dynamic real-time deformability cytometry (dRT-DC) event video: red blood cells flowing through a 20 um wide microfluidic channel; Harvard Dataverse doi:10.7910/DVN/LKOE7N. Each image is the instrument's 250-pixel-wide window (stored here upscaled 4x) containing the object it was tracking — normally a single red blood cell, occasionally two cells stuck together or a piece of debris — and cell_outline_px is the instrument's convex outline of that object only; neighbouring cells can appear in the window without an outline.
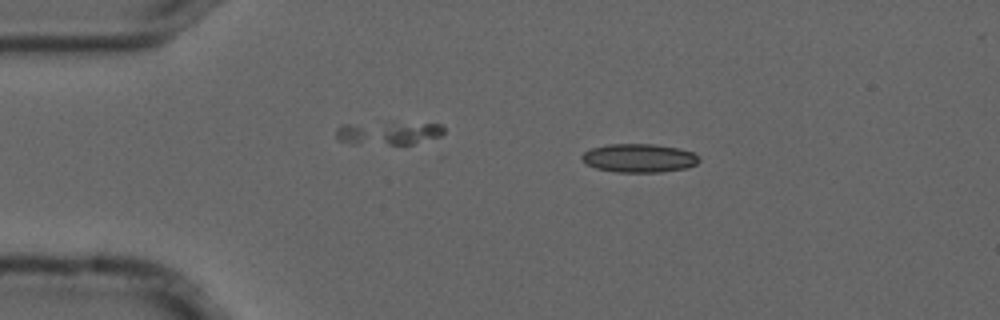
{"species": "common noctule bat (a hibernating species)", "species_latin": "Nyctalus noctula", "temperature_condition": "cold", "stored_images_in_passage": 5, "camera_frame_rate_fps": 3000, "um_per_image_px": 0.085, "animal": {"sex": "male", "forearm_length_mm": 52.5}, "frame": {"image": 1, "passage_image": 2, "time_ms": 0.333, "image_size_px": [1000, 320], "cell_outline_px": [[700, 160], [696, 164], [688, 168], [660, 172], [616, 172], [596, 168], [588, 164], [580, 156], [584, 152], [592, 148], [604, 144], [656, 144], [680, 148], [692, 152], [700, 156]], "centroid_in_image_um": [54.36, 13.43], "position_along_channel_um": 30.6, "area_um2": 19.65}}
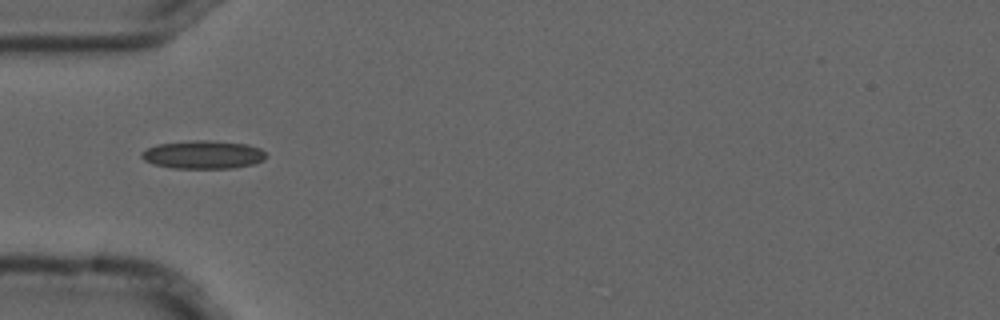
{"frame": {"image": 2, "passage_image": 4, "time_ms": 1.0, "image_size_px": [1000, 320], "cell_outline_px": [[268, 156], [264, 160], [252, 164], [232, 168], [172, 168], [152, 164], [144, 160], [140, 156], [140, 152], [156, 144], [192, 140], [208, 140], [248, 144], [260, 148]], "centroid_in_image_um": [17.25, 13.14], "position_along_channel_um": 67.8, "area_um2": 20.63}}
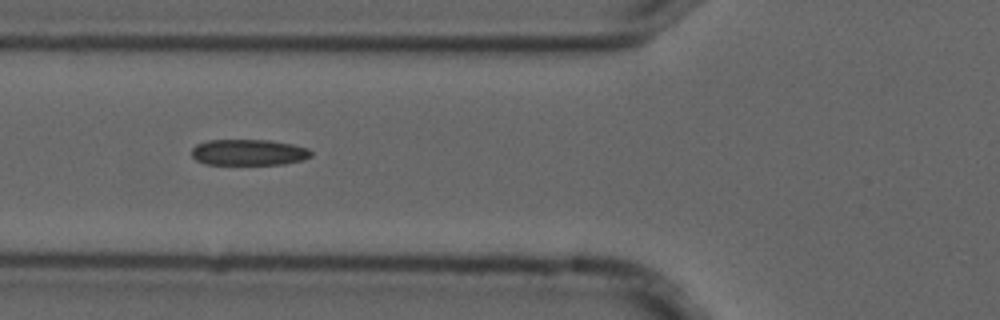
{"frame": {"image": 3, "passage_image": 5, "time_ms": 1.333, "image_size_px": [1000, 320], "cell_outline_px": [[312, 156], [304, 160], [284, 164], [204, 164], [196, 160], [192, 156], [192, 148], [196, 144], [208, 140], [268, 140], [292, 144], [308, 148], [312, 152]], "centroid_in_image_um": [21.14, 12.95], "position_along_channel_um": 104.7, "area_um2": 18.21}}